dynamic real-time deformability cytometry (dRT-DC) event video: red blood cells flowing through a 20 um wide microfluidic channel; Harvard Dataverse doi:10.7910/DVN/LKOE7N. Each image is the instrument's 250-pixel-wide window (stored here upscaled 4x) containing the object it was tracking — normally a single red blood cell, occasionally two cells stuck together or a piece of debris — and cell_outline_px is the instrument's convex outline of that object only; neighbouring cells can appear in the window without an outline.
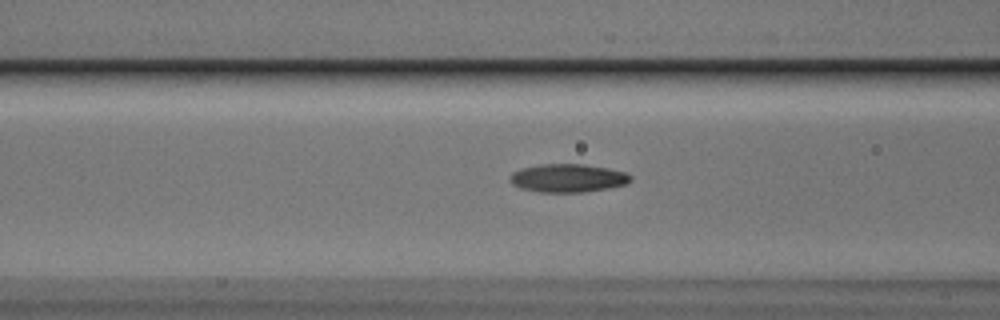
{"species": "Egyptian fruit bat (a non-hibernating species)", "species_latin": "Rousettus aegyptiacus", "temperature_condition": "cold", "stored_images_in_passage": 35, "camera_frame_rate_fps": 3000, "um_per_image_px": 0.085, "animal": {"sex": "male"}, "frame": {"image": 1, "passage_image": 10, "time_ms": 3.0, "image_size_px": [1000, 320], "cell_outline_px": [[632, 180], [624, 184], [608, 188], [584, 192], [540, 192], [520, 188], [512, 184], [508, 180], [508, 176], [512, 172], [520, 168], [540, 164], [584, 164], [608, 168], [624, 172], [632, 176]], "centroid_in_image_um": [48.21, 15.13], "position_along_channel_um": 118.4, "area_um2": 20.0}}
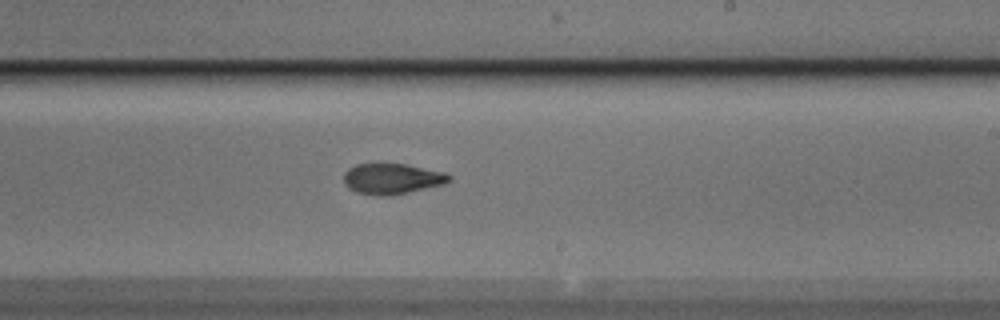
{"frame": {"image": 2, "passage_image": 21, "time_ms": 6.667, "image_size_px": [1000, 320], "cell_outline_px": [[452, 180], [444, 184], [408, 192], [388, 196], [380, 196], [356, 192], [348, 188], [344, 184], [344, 172], [348, 168], [356, 164], [408, 164], [444, 172], [452, 176]], "centroid_in_image_um": [33.32, 15.19], "position_along_channel_um": 255.7, "area_um2": 18.9}}
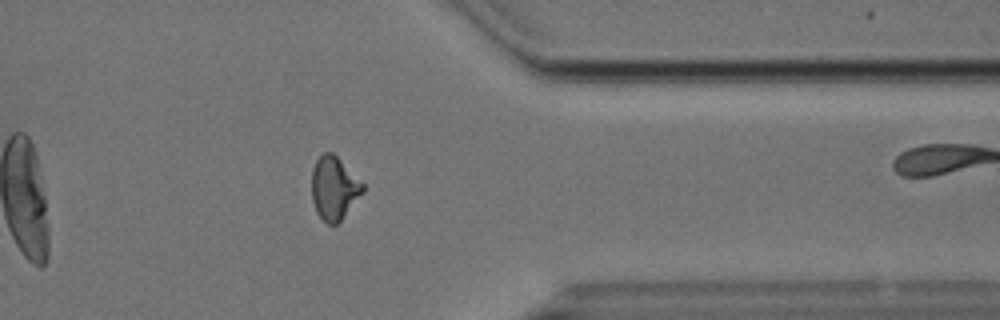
{"frame": {"image": 3, "passage_image": 32, "time_ms": 10.333, "image_size_px": [1000, 320], "cell_outline_px": [[364, 192], [340, 220], [336, 224], [328, 224], [316, 212], [312, 200], [312, 168], [316, 160], [324, 152], [332, 152], [364, 184]], "centroid_in_image_um": [28.38, 15.98], "position_along_channel_um": 383.0, "area_um2": 18.55}, "authors_computed_cell_mechanics": {"area_um2": 18.8428, "velocity_mm_per_s": 3.7503, "shape_relaxation_time_tau1_ms": 7.1674, "shape_relaxation_time_tau2_ms": 2.8839, "deformation_change_tau1": 0.1767, "deformation_change_tau2": 0.0974}}